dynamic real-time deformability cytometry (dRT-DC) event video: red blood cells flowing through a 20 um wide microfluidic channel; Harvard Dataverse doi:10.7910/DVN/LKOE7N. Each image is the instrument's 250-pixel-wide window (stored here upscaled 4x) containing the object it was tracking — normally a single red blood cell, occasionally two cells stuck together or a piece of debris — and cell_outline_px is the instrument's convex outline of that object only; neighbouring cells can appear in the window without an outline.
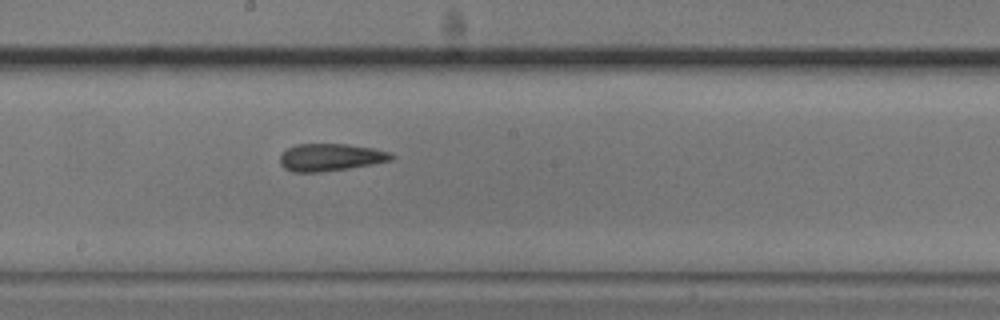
{"species": "common noctule bat (a hibernating species)", "species_latin": "Nyctalus noctula", "temperature_condition": "cold", "stored_images_in_passage": 10, "segment_of_instrument_passage": [1, 2], "camera_frame_rate_fps": 3000, "um_per_image_px": 0.085, "animal": {"sex": "male", "body_mass_g": 20.5, "forearm_length_mm": 52.5}, "frame": {"image": 1, "passage_image": 9, "time_ms": 10.333, "image_size_px": [1000, 320], "cell_outline_px": [[396, 156], [392, 160], [372, 164], [348, 168], [320, 172], [292, 172], [284, 168], [280, 164], [280, 156], [288, 148], [296, 144], [348, 144], [372, 148], [388, 152]], "centroid_in_image_um": [28.08, 13.37], "position_along_channel_um": 220.1, "area_um2": 17.69}}